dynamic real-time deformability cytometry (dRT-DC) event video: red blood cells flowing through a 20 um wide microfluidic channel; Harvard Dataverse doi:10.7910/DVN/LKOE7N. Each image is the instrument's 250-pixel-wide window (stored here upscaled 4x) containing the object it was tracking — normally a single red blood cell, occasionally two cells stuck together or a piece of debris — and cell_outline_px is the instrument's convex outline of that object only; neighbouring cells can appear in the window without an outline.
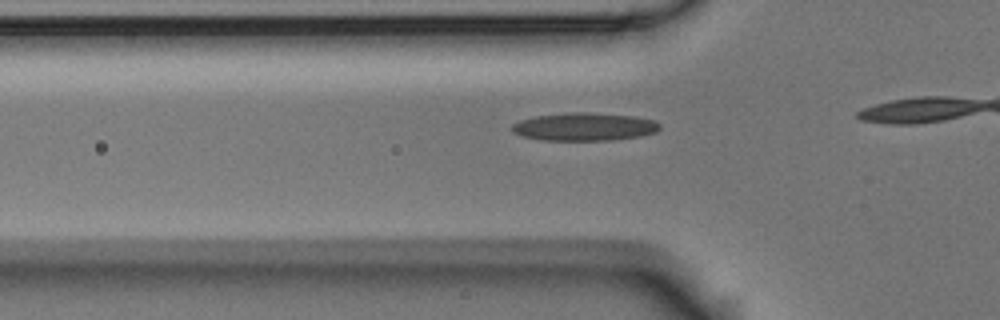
{"species": "Egyptian fruit bat (a non-hibernating species)", "species_latin": "Rousettus aegyptiacus", "temperature_condition": "room temperature", "stored_images_in_passage": 17, "camera_frame_rate_fps": 3000, "um_per_image_px": 0.085, "animal": {"sex": "male"}, "frame": {"image": 1, "passage_image": 12, "time_ms": 3.667, "image_size_px": [1000, 320], "cell_outline_px": [[660, 128], [656, 132], [640, 136], [612, 140], [540, 140], [524, 136], [512, 132], [512, 124], [520, 120], [532, 116], [568, 112], [584, 112], [632, 116], [652, 120], [660, 124]], "centroid_in_image_um": [49.63, 10.77], "position_along_channel_um": 76.2, "area_um2": 24.04}}
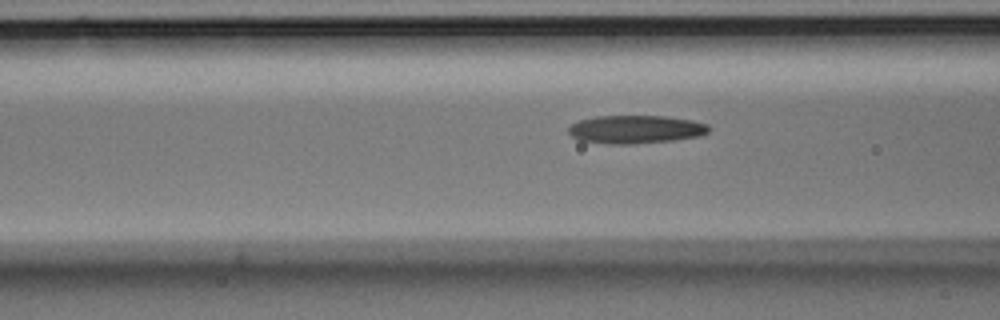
{"frame": {"image": 2, "passage_image": 15, "time_ms": 4.667, "image_size_px": [1000, 320], "cell_outline_px": [[708, 132], [700, 136], [672, 140], [632, 144], [608, 144], [580, 140], [572, 136], [568, 132], [568, 128], [572, 124], [580, 120], [596, 116], [664, 116], [692, 120], [708, 124]], "centroid_in_image_um": [54.02, 10.99], "position_along_channel_um": 112.6, "area_um2": 22.95}}